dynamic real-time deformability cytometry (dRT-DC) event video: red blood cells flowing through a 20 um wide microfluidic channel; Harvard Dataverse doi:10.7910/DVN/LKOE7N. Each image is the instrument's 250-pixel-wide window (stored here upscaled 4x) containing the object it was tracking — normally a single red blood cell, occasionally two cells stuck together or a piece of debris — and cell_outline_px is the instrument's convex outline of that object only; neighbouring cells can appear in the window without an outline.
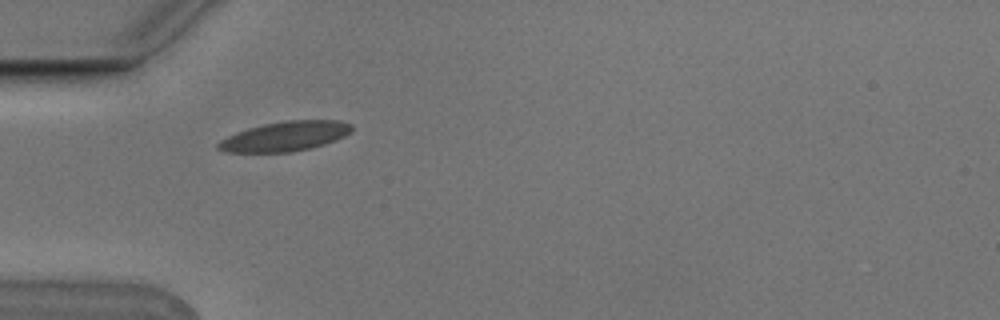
{"species": "Egyptian fruit bat (a non-hibernating species)", "species_latin": "Rousettus aegyptiacus", "temperature_condition": "cold", "stored_images_in_passage": 2, "camera_frame_rate_fps": 3000, "um_per_image_px": 0.085, "animal": {"sex": "male"}, "frame": {"image": 1, "passage_image": 1, "time_ms": 0.0, "image_size_px": [1000, 320], "cell_outline_px": [[352, 132], [336, 140], [324, 144], [292, 152], [224, 152], [216, 148], [216, 144], [220, 140], [236, 132], [248, 128], [264, 124], [284, 120], [340, 120], [352, 124]], "centroid_in_image_um": [24.23, 11.58], "position_along_channel_um": 60.8, "area_um2": 23.18}}